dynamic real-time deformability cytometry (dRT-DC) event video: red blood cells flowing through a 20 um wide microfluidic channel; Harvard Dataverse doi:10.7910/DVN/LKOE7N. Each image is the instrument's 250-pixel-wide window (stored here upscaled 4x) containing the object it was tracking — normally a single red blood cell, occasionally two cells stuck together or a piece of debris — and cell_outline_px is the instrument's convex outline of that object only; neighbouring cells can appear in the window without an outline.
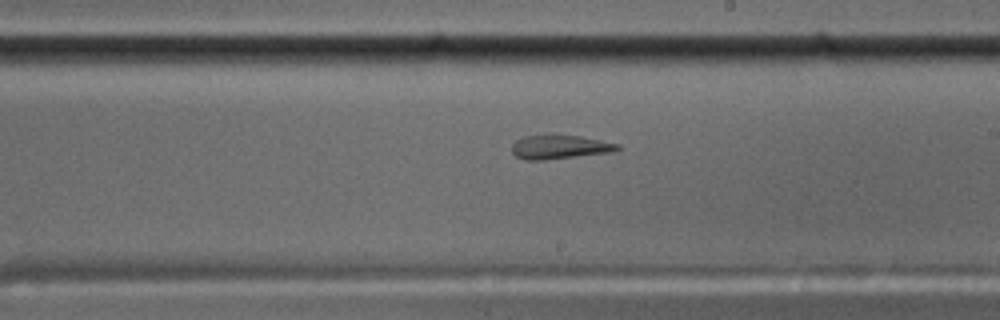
{"species": "common noctule bat (a hibernating species)", "species_latin": "Nyctalus noctula", "temperature_condition": "cold", "stored_images_in_passage": 58, "camera_frame_rate_fps": 3000, "um_per_image_px": 0.085, "animal": {"sex": "male", "body_mass_g": 17.5, "forearm_length_mm": 52.3}, "frame": {"image": 1, "passage_image": 34, "time_ms": 11.0, "image_size_px": [1000, 320], "cell_outline_px": [[620, 148], [612, 152], [544, 160], [528, 160], [516, 156], [512, 152], [512, 144], [516, 140], [524, 136], [580, 136], [620, 144]], "centroid_in_image_um": [47.58, 12.51], "position_along_channel_um": 241.4, "area_um2": 14.39}}
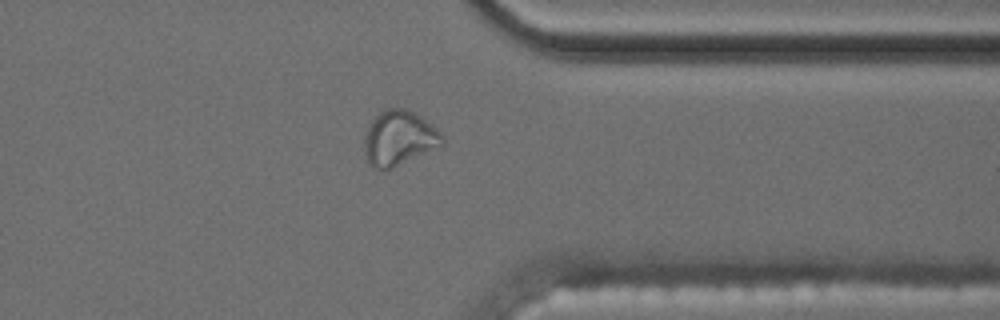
{"frame": {"image": 2, "passage_image": 46, "time_ms": 15.0, "image_size_px": [1000, 320], "cell_outline_px": [[444, 144], [388, 168], [376, 168], [368, 160], [364, 152], [364, 136], [368, 124], [384, 108], [404, 108], [420, 116], [436, 128], [444, 136]], "centroid_in_image_um": [33.9, 11.69], "position_along_channel_um": 377.5, "area_um2": 24.22}}
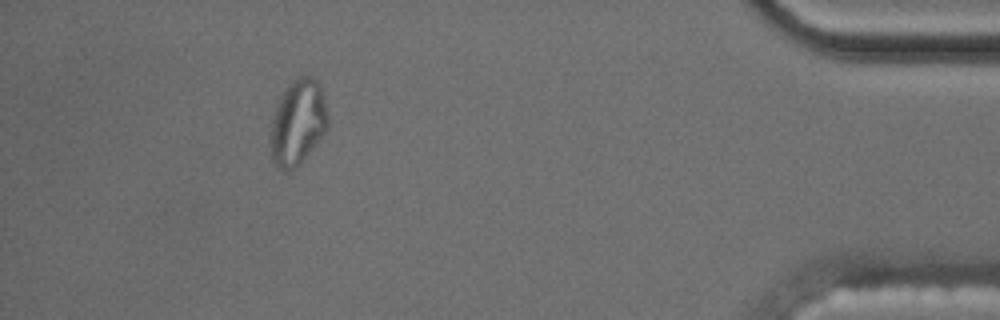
{"frame": {"image": 3, "passage_image": 53, "time_ms": 17.333, "image_size_px": [1000, 320], "cell_outline_px": [[328, 128], [296, 168], [284, 168], [276, 164], [272, 160], [272, 112], [280, 96], [288, 84], [296, 76], [312, 76], [320, 84], [324, 96], [328, 116]], "centroid_in_image_um": [25.34, 10.31], "position_along_channel_um": 409.9, "area_um2": 28.15}}